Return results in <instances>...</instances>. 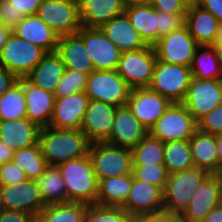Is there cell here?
I'll return each instance as SVG.
<instances>
[{"instance_id": "obj_1", "label": "cell", "mask_w": 222, "mask_h": 222, "mask_svg": "<svg viewBox=\"0 0 222 222\" xmlns=\"http://www.w3.org/2000/svg\"><path fill=\"white\" fill-rule=\"evenodd\" d=\"M39 145L48 165L57 166L89 154L91 142L81 129L41 128Z\"/></svg>"}, {"instance_id": "obj_2", "label": "cell", "mask_w": 222, "mask_h": 222, "mask_svg": "<svg viewBox=\"0 0 222 222\" xmlns=\"http://www.w3.org/2000/svg\"><path fill=\"white\" fill-rule=\"evenodd\" d=\"M57 166L65 182L69 202L96 204L99 181L89 154Z\"/></svg>"}, {"instance_id": "obj_3", "label": "cell", "mask_w": 222, "mask_h": 222, "mask_svg": "<svg viewBox=\"0 0 222 222\" xmlns=\"http://www.w3.org/2000/svg\"><path fill=\"white\" fill-rule=\"evenodd\" d=\"M209 174L207 170L197 167L169 174L163 191V214L181 216L189 206L194 191Z\"/></svg>"}, {"instance_id": "obj_4", "label": "cell", "mask_w": 222, "mask_h": 222, "mask_svg": "<svg viewBox=\"0 0 222 222\" xmlns=\"http://www.w3.org/2000/svg\"><path fill=\"white\" fill-rule=\"evenodd\" d=\"M94 174L98 181L109 177L132 174V149L119 147L107 142H93L89 148Z\"/></svg>"}, {"instance_id": "obj_5", "label": "cell", "mask_w": 222, "mask_h": 222, "mask_svg": "<svg viewBox=\"0 0 222 222\" xmlns=\"http://www.w3.org/2000/svg\"><path fill=\"white\" fill-rule=\"evenodd\" d=\"M192 78L191 68L157 59L149 88L171 103H182Z\"/></svg>"}, {"instance_id": "obj_6", "label": "cell", "mask_w": 222, "mask_h": 222, "mask_svg": "<svg viewBox=\"0 0 222 222\" xmlns=\"http://www.w3.org/2000/svg\"><path fill=\"white\" fill-rule=\"evenodd\" d=\"M47 52L12 33L0 50V66L23 78L35 68Z\"/></svg>"}, {"instance_id": "obj_7", "label": "cell", "mask_w": 222, "mask_h": 222, "mask_svg": "<svg viewBox=\"0 0 222 222\" xmlns=\"http://www.w3.org/2000/svg\"><path fill=\"white\" fill-rule=\"evenodd\" d=\"M131 90L116 70H94L88 75L85 93L90 100L119 107L126 105Z\"/></svg>"}, {"instance_id": "obj_8", "label": "cell", "mask_w": 222, "mask_h": 222, "mask_svg": "<svg viewBox=\"0 0 222 222\" xmlns=\"http://www.w3.org/2000/svg\"><path fill=\"white\" fill-rule=\"evenodd\" d=\"M197 130V121L183 103H171L149 133L163 143L189 140Z\"/></svg>"}, {"instance_id": "obj_9", "label": "cell", "mask_w": 222, "mask_h": 222, "mask_svg": "<svg viewBox=\"0 0 222 222\" xmlns=\"http://www.w3.org/2000/svg\"><path fill=\"white\" fill-rule=\"evenodd\" d=\"M156 61L154 47L148 45L136 51L123 52L116 71L132 89L145 88L151 84Z\"/></svg>"}, {"instance_id": "obj_10", "label": "cell", "mask_w": 222, "mask_h": 222, "mask_svg": "<svg viewBox=\"0 0 222 222\" xmlns=\"http://www.w3.org/2000/svg\"><path fill=\"white\" fill-rule=\"evenodd\" d=\"M36 15L59 36L76 34L82 26L77 0H42Z\"/></svg>"}, {"instance_id": "obj_11", "label": "cell", "mask_w": 222, "mask_h": 222, "mask_svg": "<svg viewBox=\"0 0 222 222\" xmlns=\"http://www.w3.org/2000/svg\"><path fill=\"white\" fill-rule=\"evenodd\" d=\"M198 46L186 25L161 37L153 45L159 61L188 67L192 65Z\"/></svg>"}, {"instance_id": "obj_12", "label": "cell", "mask_w": 222, "mask_h": 222, "mask_svg": "<svg viewBox=\"0 0 222 222\" xmlns=\"http://www.w3.org/2000/svg\"><path fill=\"white\" fill-rule=\"evenodd\" d=\"M182 103L198 121L211 110L222 105V79L204 80L192 77Z\"/></svg>"}, {"instance_id": "obj_13", "label": "cell", "mask_w": 222, "mask_h": 222, "mask_svg": "<svg viewBox=\"0 0 222 222\" xmlns=\"http://www.w3.org/2000/svg\"><path fill=\"white\" fill-rule=\"evenodd\" d=\"M84 42L94 70H116L122 52L102 32L100 28L81 26L76 33Z\"/></svg>"}, {"instance_id": "obj_14", "label": "cell", "mask_w": 222, "mask_h": 222, "mask_svg": "<svg viewBox=\"0 0 222 222\" xmlns=\"http://www.w3.org/2000/svg\"><path fill=\"white\" fill-rule=\"evenodd\" d=\"M163 190L148 182H143L133 177V185L122 206L133 218H144L163 214Z\"/></svg>"}, {"instance_id": "obj_15", "label": "cell", "mask_w": 222, "mask_h": 222, "mask_svg": "<svg viewBox=\"0 0 222 222\" xmlns=\"http://www.w3.org/2000/svg\"><path fill=\"white\" fill-rule=\"evenodd\" d=\"M0 190L2 207L5 210L21 211L37 216L46 206L35 180L0 186Z\"/></svg>"}, {"instance_id": "obj_16", "label": "cell", "mask_w": 222, "mask_h": 222, "mask_svg": "<svg viewBox=\"0 0 222 222\" xmlns=\"http://www.w3.org/2000/svg\"><path fill=\"white\" fill-rule=\"evenodd\" d=\"M171 102L149 87L133 88L126 105L148 131L170 106Z\"/></svg>"}, {"instance_id": "obj_17", "label": "cell", "mask_w": 222, "mask_h": 222, "mask_svg": "<svg viewBox=\"0 0 222 222\" xmlns=\"http://www.w3.org/2000/svg\"><path fill=\"white\" fill-rule=\"evenodd\" d=\"M222 201L220 182L216 174H209L196 188L190 204L180 216L185 222H202L207 213Z\"/></svg>"}, {"instance_id": "obj_18", "label": "cell", "mask_w": 222, "mask_h": 222, "mask_svg": "<svg viewBox=\"0 0 222 222\" xmlns=\"http://www.w3.org/2000/svg\"><path fill=\"white\" fill-rule=\"evenodd\" d=\"M117 107L90 100L85 111L81 131L93 142H105L111 133Z\"/></svg>"}, {"instance_id": "obj_19", "label": "cell", "mask_w": 222, "mask_h": 222, "mask_svg": "<svg viewBox=\"0 0 222 222\" xmlns=\"http://www.w3.org/2000/svg\"><path fill=\"white\" fill-rule=\"evenodd\" d=\"M148 133L147 128L138 121L127 105L119 106L110 136L105 142L133 149Z\"/></svg>"}, {"instance_id": "obj_20", "label": "cell", "mask_w": 222, "mask_h": 222, "mask_svg": "<svg viewBox=\"0 0 222 222\" xmlns=\"http://www.w3.org/2000/svg\"><path fill=\"white\" fill-rule=\"evenodd\" d=\"M89 101L85 91L70 96L55 97L49 126L58 129H81Z\"/></svg>"}, {"instance_id": "obj_21", "label": "cell", "mask_w": 222, "mask_h": 222, "mask_svg": "<svg viewBox=\"0 0 222 222\" xmlns=\"http://www.w3.org/2000/svg\"><path fill=\"white\" fill-rule=\"evenodd\" d=\"M27 118L40 128L48 127L54 111V93L31 84L23 77Z\"/></svg>"}, {"instance_id": "obj_22", "label": "cell", "mask_w": 222, "mask_h": 222, "mask_svg": "<svg viewBox=\"0 0 222 222\" xmlns=\"http://www.w3.org/2000/svg\"><path fill=\"white\" fill-rule=\"evenodd\" d=\"M12 33L43 48L47 53L57 51L59 35L37 15H28L23 18L12 29Z\"/></svg>"}, {"instance_id": "obj_23", "label": "cell", "mask_w": 222, "mask_h": 222, "mask_svg": "<svg viewBox=\"0 0 222 222\" xmlns=\"http://www.w3.org/2000/svg\"><path fill=\"white\" fill-rule=\"evenodd\" d=\"M100 29L122 53L148 46L132 26L125 12L105 23Z\"/></svg>"}, {"instance_id": "obj_24", "label": "cell", "mask_w": 222, "mask_h": 222, "mask_svg": "<svg viewBox=\"0 0 222 222\" xmlns=\"http://www.w3.org/2000/svg\"><path fill=\"white\" fill-rule=\"evenodd\" d=\"M41 128L28 118L14 121L0 120V141L12 148H28L38 144Z\"/></svg>"}, {"instance_id": "obj_25", "label": "cell", "mask_w": 222, "mask_h": 222, "mask_svg": "<svg viewBox=\"0 0 222 222\" xmlns=\"http://www.w3.org/2000/svg\"><path fill=\"white\" fill-rule=\"evenodd\" d=\"M81 25L100 28L125 11L122 0H78Z\"/></svg>"}, {"instance_id": "obj_26", "label": "cell", "mask_w": 222, "mask_h": 222, "mask_svg": "<svg viewBox=\"0 0 222 222\" xmlns=\"http://www.w3.org/2000/svg\"><path fill=\"white\" fill-rule=\"evenodd\" d=\"M56 52L61 56L65 69L86 75L94 71L90 55L83 40L77 34L59 36Z\"/></svg>"}, {"instance_id": "obj_27", "label": "cell", "mask_w": 222, "mask_h": 222, "mask_svg": "<svg viewBox=\"0 0 222 222\" xmlns=\"http://www.w3.org/2000/svg\"><path fill=\"white\" fill-rule=\"evenodd\" d=\"M219 24L213 14L198 5L186 9L185 25L199 45H213L216 42Z\"/></svg>"}, {"instance_id": "obj_28", "label": "cell", "mask_w": 222, "mask_h": 222, "mask_svg": "<svg viewBox=\"0 0 222 222\" xmlns=\"http://www.w3.org/2000/svg\"><path fill=\"white\" fill-rule=\"evenodd\" d=\"M64 71L65 66L61 56L57 52H48L25 78L31 84L54 93Z\"/></svg>"}, {"instance_id": "obj_29", "label": "cell", "mask_w": 222, "mask_h": 222, "mask_svg": "<svg viewBox=\"0 0 222 222\" xmlns=\"http://www.w3.org/2000/svg\"><path fill=\"white\" fill-rule=\"evenodd\" d=\"M194 166L210 174L218 171V156L215 135L196 130L189 139Z\"/></svg>"}, {"instance_id": "obj_30", "label": "cell", "mask_w": 222, "mask_h": 222, "mask_svg": "<svg viewBox=\"0 0 222 222\" xmlns=\"http://www.w3.org/2000/svg\"><path fill=\"white\" fill-rule=\"evenodd\" d=\"M132 185L133 174L99 180L96 204L100 206L122 207L128 199Z\"/></svg>"}, {"instance_id": "obj_31", "label": "cell", "mask_w": 222, "mask_h": 222, "mask_svg": "<svg viewBox=\"0 0 222 222\" xmlns=\"http://www.w3.org/2000/svg\"><path fill=\"white\" fill-rule=\"evenodd\" d=\"M124 12L145 43L153 46L157 42V10L147 4L128 7Z\"/></svg>"}, {"instance_id": "obj_32", "label": "cell", "mask_w": 222, "mask_h": 222, "mask_svg": "<svg viewBox=\"0 0 222 222\" xmlns=\"http://www.w3.org/2000/svg\"><path fill=\"white\" fill-rule=\"evenodd\" d=\"M36 181L45 205L69 202L58 166L48 165Z\"/></svg>"}, {"instance_id": "obj_33", "label": "cell", "mask_w": 222, "mask_h": 222, "mask_svg": "<svg viewBox=\"0 0 222 222\" xmlns=\"http://www.w3.org/2000/svg\"><path fill=\"white\" fill-rule=\"evenodd\" d=\"M192 77L222 79V65L213 45H199L191 65Z\"/></svg>"}, {"instance_id": "obj_34", "label": "cell", "mask_w": 222, "mask_h": 222, "mask_svg": "<svg viewBox=\"0 0 222 222\" xmlns=\"http://www.w3.org/2000/svg\"><path fill=\"white\" fill-rule=\"evenodd\" d=\"M87 204L68 202L46 205L36 222H84Z\"/></svg>"}, {"instance_id": "obj_35", "label": "cell", "mask_w": 222, "mask_h": 222, "mask_svg": "<svg viewBox=\"0 0 222 222\" xmlns=\"http://www.w3.org/2000/svg\"><path fill=\"white\" fill-rule=\"evenodd\" d=\"M27 118L23 78L0 96V120Z\"/></svg>"}, {"instance_id": "obj_36", "label": "cell", "mask_w": 222, "mask_h": 222, "mask_svg": "<svg viewBox=\"0 0 222 222\" xmlns=\"http://www.w3.org/2000/svg\"><path fill=\"white\" fill-rule=\"evenodd\" d=\"M164 166L168 174L195 167L189 140L164 143Z\"/></svg>"}, {"instance_id": "obj_37", "label": "cell", "mask_w": 222, "mask_h": 222, "mask_svg": "<svg viewBox=\"0 0 222 222\" xmlns=\"http://www.w3.org/2000/svg\"><path fill=\"white\" fill-rule=\"evenodd\" d=\"M12 162L26 173L28 180H37L48 166L39 143L14 151Z\"/></svg>"}, {"instance_id": "obj_38", "label": "cell", "mask_w": 222, "mask_h": 222, "mask_svg": "<svg viewBox=\"0 0 222 222\" xmlns=\"http://www.w3.org/2000/svg\"><path fill=\"white\" fill-rule=\"evenodd\" d=\"M134 165L164 164V143L148 133L133 149Z\"/></svg>"}, {"instance_id": "obj_39", "label": "cell", "mask_w": 222, "mask_h": 222, "mask_svg": "<svg viewBox=\"0 0 222 222\" xmlns=\"http://www.w3.org/2000/svg\"><path fill=\"white\" fill-rule=\"evenodd\" d=\"M134 218L122 207L88 205L84 222H131Z\"/></svg>"}, {"instance_id": "obj_40", "label": "cell", "mask_w": 222, "mask_h": 222, "mask_svg": "<svg viewBox=\"0 0 222 222\" xmlns=\"http://www.w3.org/2000/svg\"><path fill=\"white\" fill-rule=\"evenodd\" d=\"M88 75L70 69H65L64 74L54 90L55 97L70 96L83 92L86 89Z\"/></svg>"}, {"instance_id": "obj_41", "label": "cell", "mask_w": 222, "mask_h": 222, "mask_svg": "<svg viewBox=\"0 0 222 222\" xmlns=\"http://www.w3.org/2000/svg\"><path fill=\"white\" fill-rule=\"evenodd\" d=\"M132 174L135 179L148 182L161 188L163 191L165 190L169 175L164 164L134 165Z\"/></svg>"}, {"instance_id": "obj_42", "label": "cell", "mask_w": 222, "mask_h": 222, "mask_svg": "<svg viewBox=\"0 0 222 222\" xmlns=\"http://www.w3.org/2000/svg\"><path fill=\"white\" fill-rule=\"evenodd\" d=\"M158 14V28L157 41L185 25V14H171L164 13L157 10Z\"/></svg>"}, {"instance_id": "obj_43", "label": "cell", "mask_w": 222, "mask_h": 222, "mask_svg": "<svg viewBox=\"0 0 222 222\" xmlns=\"http://www.w3.org/2000/svg\"><path fill=\"white\" fill-rule=\"evenodd\" d=\"M197 129L213 135L222 133V105L200 118L197 121Z\"/></svg>"}, {"instance_id": "obj_44", "label": "cell", "mask_w": 222, "mask_h": 222, "mask_svg": "<svg viewBox=\"0 0 222 222\" xmlns=\"http://www.w3.org/2000/svg\"><path fill=\"white\" fill-rule=\"evenodd\" d=\"M26 180V173L13 162L0 165V186L16 185Z\"/></svg>"}, {"instance_id": "obj_45", "label": "cell", "mask_w": 222, "mask_h": 222, "mask_svg": "<svg viewBox=\"0 0 222 222\" xmlns=\"http://www.w3.org/2000/svg\"><path fill=\"white\" fill-rule=\"evenodd\" d=\"M26 15L16 9L10 0H0V23L13 29Z\"/></svg>"}, {"instance_id": "obj_46", "label": "cell", "mask_w": 222, "mask_h": 222, "mask_svg": "<svg viewBox=\"0 0 222 222\" xmlns=\"http://www.w3.org/2000/svg\"><path fill=\"white\" fill-rule=\"evenodd\" d=\"M149 4L158 11L171 14H185L187 9L180 0H150Z\"/></svg>"}, {"instance_id": "obj_47", "label": "cell", "mask_w": 222, "mask_h": 222, "mask_svg": "<svg viewBox=\"0 0 222 222\" xmlns=\"http://www.w3.org/2000/svg\"><path fill=\"white\" fill-rule=\"evenodd\" d=\"M0 222H36V216L21 211L2 209L0 211Z\"/></svg>"}, {"instance_id": "obj_48", "label": "cell", "mask_w": 222, "mask_h": 222, "mask_svg": "<svg viewBox=\"0 0 222 222\" xmlns=\"http://www.w3.org/2000/svg\"><path fill=\"white\" fill-rule=\"evenodd\" d=\"M13 6L22 11L26 16L36 15L42 0H10Z\"/></svg>"}, {"instance_id": "obj_49", "label": "cell", "mask_w": 222, "mask_h": 222, "mask_svg": "<svg viewBox=\"0 0 222 222\" xmlns=\"http://www.w3.org/2000/svg\"><path fill=\"white\" fill-rule=\"evenodd\" d=\"M197 5L213 14L219 23H222V0H199Z\"/></svg>"}, {"instance_id": "obj_50", "label": "cell", "mask_w": 222, "mask_h": 222, "mask_svg": "<svg viewBox=\"0 0 222 222\" xmlns=\"http://www.w3.org/2000/svg\"><path fill=\"white\" fill-rule=\"evenodd\" d=\"M18 81L19 78L14 73L0 66V96Z\"/></svg>"}, {"instance_id": "obj_51", "label": "cell", "mask_w": 222, "mask_h": 222, "mask_svg": "<svg viewBox=\"0 0 222 222\" xmlns=\"http://www.w3.org/2000/svg\"><path fill=\"white\" fill-rule=\"evenodd\" d=\"M146 222H185L180 216L175 215H155L143 218Z\"/></svg>"}, {"instance_id": "obj_52", "label": "cell", "mask_w": 222, "mask_h": 222, "mask_svg": "<svg viewBox=\"0 0 222 222\" xmlns=\"http://www.w3.org/2000/svg\"><path fill=\"white\" fill-rule=\"evenodd\" d=\"M14 150L0 141V165L12 162Z\"/></svg>"}, {"instance_id": "obj_53", "label": "cell", "mask_w": 222, "mask_h": 222, "mask_svg": "<svg viewBox=\"0 0 222 222\" xmlns=\"http://www.w3.org/2000/svg\"><path fill=\"white\" fill-rule=\"evenodd\" d=\"M202 222H222V204L211 209Z\"/></svg>"}, {"instance_id": "obj_54", "label": "cell", "mask_w": 222, "mask_h": 222, "mask_svg": "<svg viewBox=\"0 0 222 222\" xmlns=\"http://www.w3.org/2000/svg\"><path fill=\"white\" fill-rule=\"evenodd\" d=\"M12 34V29L5 24L0 23V50L7 43L9 36Z\"/></svg>"}, {"instance_id": "obj_55", "label": "cell", "mask_w": 222, "mask_h": 222, "mask_svg": "<svg viewBox=\"0 0 222 222\" xmlns=\"http://www.w3.org/2000/svg\"><path fill=\"white\" fill-rule=\"evenodd\" d=\"M213 46L217 52V56L222 65V23L219 24L218 35L216 38V42L213 44Z\"/></svg>"}, {"instance_id": "obj_56", "label": "cell", "mask_w": 222, "mask_h": 222, "mask_svg": "<svg viewBox=\"0 0 222 222\" xmlns=\"http://www.w3.org/2000/svg\"><path fill=\"white\" fill-rule=\"evenodd\" d=\"M217 156H218V169L222 166V133L215 134Z\"/></svg>"}, {"instance_id": "obj_57", "label": "cell", "mask_w": 222, "mask_h": 222, "mask_svg": "<svg viewBox=\"0 0 222 222\" xmlns=\"http://www.w3.org/2000/svg\"><path fill=\"white\" fill-rule=\"evenodd\" d=\"M149 2L150 0H122L125 9L132 6L147 5Z\"/></svg>"}, {"instance_id": "obj_58", "label": "cell", "mask_w": 222, "mask_h": 222, "mask_svg": "<svg viewBox=\"0 0 222 222\" xmlns=\"http://www.w3.org/2000/svg\"><path fill=\"white\" fill-rule=\"evenodd\" d=\"M186 8L197 5L199 0H180Z\"/></svg>"}, {"instance_id": "obj_59", "label": "cell", "mask_w": 222, "mask_h": 222, "mask_svg": "<svg viewBox=\"0 0 222 222\" xmlns=\"http://www.w3.org/2000/svg\"><path fill=\"white\" fill-rule=\"evenodd\" d=\"M215 174L219 179L220 187H221V191H222V166L219 167L218 171Z\"/></svg>"}, {"instance_id": "obj_60", "label": "cell", "mask_w": 222, "mask_h": 222, "mask_svg": "<svg viewBox=\"0 0 222 222\" xmlns=\"http://www.w3.org/2000/svg\"><path fill=\"white\" fill-rule=\"evenodd\" d=\"M131 222H146L143 218H134Z\"/></svg>"}, {"instance_id": "obj_61", "label": "cell", "mask_w": 222, "mask_h": 222, "mask_svg": "<svg viewBox=\"0 0 222 222\" xmlns=\"http://www.w3.org/2000/svg\"><path fill=\"white\" fill-rule=\"evenodd\" d=\"M3 209L2 207V198H1V190H0V211Z\"/></svg>"}]
</instances>
